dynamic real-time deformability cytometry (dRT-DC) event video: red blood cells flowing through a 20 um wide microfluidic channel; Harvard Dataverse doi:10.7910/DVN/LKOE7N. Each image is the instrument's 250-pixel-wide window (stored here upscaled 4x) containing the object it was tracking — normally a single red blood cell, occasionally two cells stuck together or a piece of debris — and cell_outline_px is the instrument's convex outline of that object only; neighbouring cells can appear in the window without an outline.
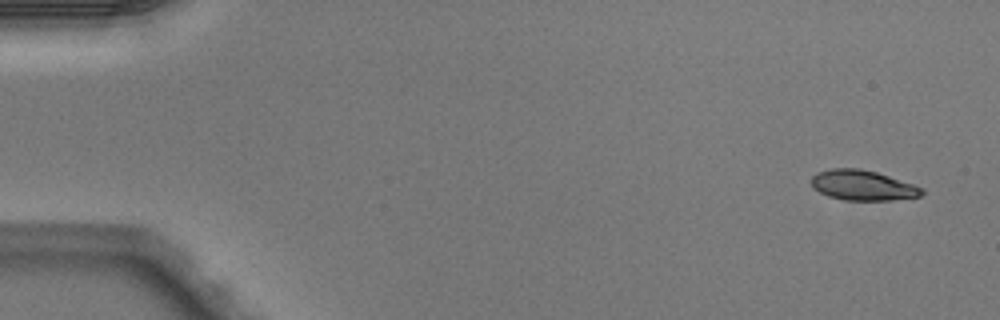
{"species": "Egyptian fruit bat (a non-hibernating species)", "species_latin": "Rousettus aegyptiacus", "temperature_condition": "warm", "stored_images_in_passage": 5, "camera_frame_rate_fps": 3000, "um_per_image_px": 0.085, "animal": {"sex": "male"}, "frame": {"image": 1, "passage_image": 1, "time_ms": 0.0, "image_size_px": [1000, 320], "cell_outline_px": [[924, 192], [920, 196], [892, 200], [844, 200], [828, 196], [812, 188], [812, 176], [816, 172], [832, 168], [860, 168], [876, 172], [924, 188]], "centroid_in_image_um": [73.3, 15.75], "position_along_channel_um": 11.7, "area_um2": 19.36}}
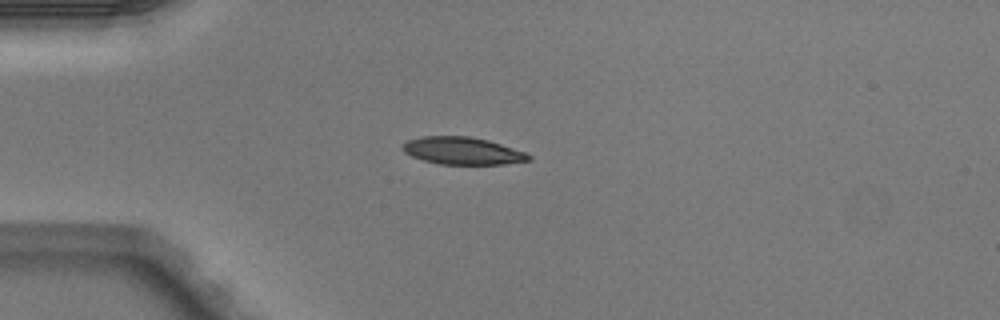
{"frame": {"image": 2, "passage_image": 4, "time_ms": 1.0, "image_size_px": [1000, 320], "cell_outline_px": [[532, 160], [504, 164], [440, 164], [424, 160], [412, 156], [404, 152], [400, 148], [408, 140], [424, 136], [472, 136], [488, 140], [524, 152], [532, 156]], "centroid_in_image_um": [39.31, 12.82], "position_along_channel_um": 45.7, "area_um2": 20.0}}
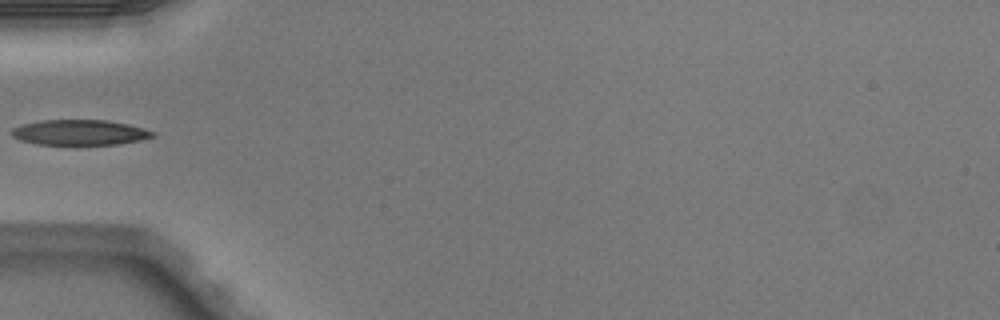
{"frame": {"image": 3, "passage_image": 5, "time_ms": 1.333, "image_size_px": [1000, 320], "cell_outline_px": [[156, 136], [140, 140], [116, 144], [36, 144], [20, 140], [12, 136], [12, 128], [20, 124], [44, 120], [108, 120], [128, 124], [144, 128], [156, 132]], "centroid_in_image_um": [6.79, 11.25], "position_along_channel_um": 78.2, "area_um2": 20.81}}